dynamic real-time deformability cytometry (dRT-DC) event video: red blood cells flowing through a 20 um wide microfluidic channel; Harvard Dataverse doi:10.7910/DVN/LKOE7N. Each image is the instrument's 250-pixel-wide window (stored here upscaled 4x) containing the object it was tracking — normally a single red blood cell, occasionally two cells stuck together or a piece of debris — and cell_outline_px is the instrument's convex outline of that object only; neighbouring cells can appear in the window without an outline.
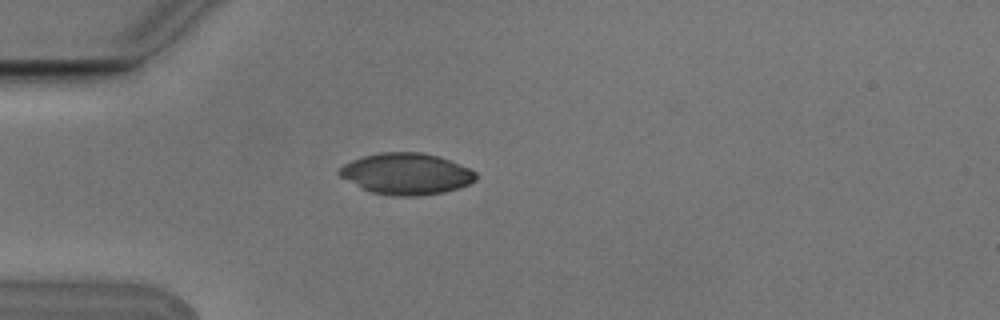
{"species": "Egyptian fruit bat (a non-hibernating species)", "species_latin": "Rousettus aegyptiacus", "temperature_condition": "cold", "stored_images_in_passage": 2, "camera_frame_rate_fps": 3000, "um_per_image_px": 0.085, "animal": {"sex": "male"}, "frame": {"image": 1, "passage_image": 1, "time_ms": 0.0, "image_size_px": [1000, 320], "cell_outline_px": [[480, 176], [476, 180], [460, 188], [444, 192], [416, 196], [392, 196], [372, 192], [340, 176], [336, 172], [344, 164], [352, 160], [364, 156], [380, 152], [420, 152], [440, 156], [468, 168], [476, 172]], "centroid_in_image_um": [34.58, 14.77], "position_along_channel_um": 50.4, "area_um2": 32.83}}